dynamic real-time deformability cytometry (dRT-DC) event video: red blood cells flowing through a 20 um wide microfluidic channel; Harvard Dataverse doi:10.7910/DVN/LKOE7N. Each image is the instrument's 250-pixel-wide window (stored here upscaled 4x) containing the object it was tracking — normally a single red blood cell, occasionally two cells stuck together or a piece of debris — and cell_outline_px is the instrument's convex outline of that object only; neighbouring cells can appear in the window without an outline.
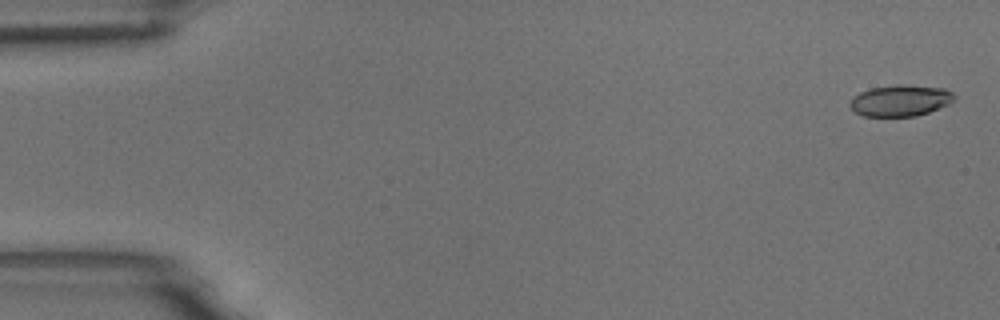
{"species": "common noctule bat (a hibernating species)", "species_latin": "Nyctalus noctula", "temperature_condition": "room temperature", "stored_images_in_passage": 5, "camera_frame_rate_fps": 3000, "um_per_image_px": 0.085, "animal": {"sex": "male", "body_mass_g": 18.8}, "frame": {"image": 1, "passage_image": 1, "time_ms": 0.0, "image_size_px": [1000, 320], "cell_outline_px": [[956, 96], [948, 104], [928, 112], [916, 116], [864, 116], [856, 112], [848, 104], [852, 96], [860, 92], [872, 88], [896, 84], [908, 84], [944, 88], [952, 92]], "centroid_in_image_um": [76.52, 8.53], "position_along_channel_um": 8.5, "area_um2": 19.07}}
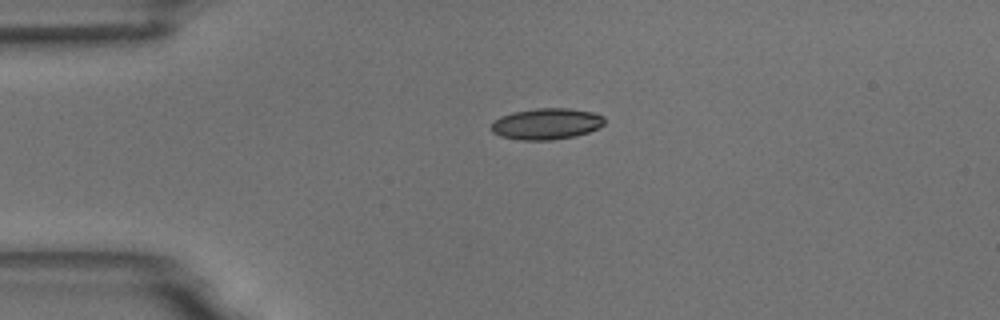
{"frame": {"image": 2, "passage_image": 4, "time_ms": 3.667, "image_size_px": [1000, 320], "cell_outline_px": [[604, 124], [600, 128], [588, 132], [572, 136], [552, 140], [520, 140], [500, 136], [492, 132], [492, 124], [500, 116], [512, 112], [536, 108], [568, 108], [592, 112], [604, 116]], "centroid_in_image_um": [46.45, 10.52], "position_along_channel_um": 38.5, "area_um2": 20.58}}